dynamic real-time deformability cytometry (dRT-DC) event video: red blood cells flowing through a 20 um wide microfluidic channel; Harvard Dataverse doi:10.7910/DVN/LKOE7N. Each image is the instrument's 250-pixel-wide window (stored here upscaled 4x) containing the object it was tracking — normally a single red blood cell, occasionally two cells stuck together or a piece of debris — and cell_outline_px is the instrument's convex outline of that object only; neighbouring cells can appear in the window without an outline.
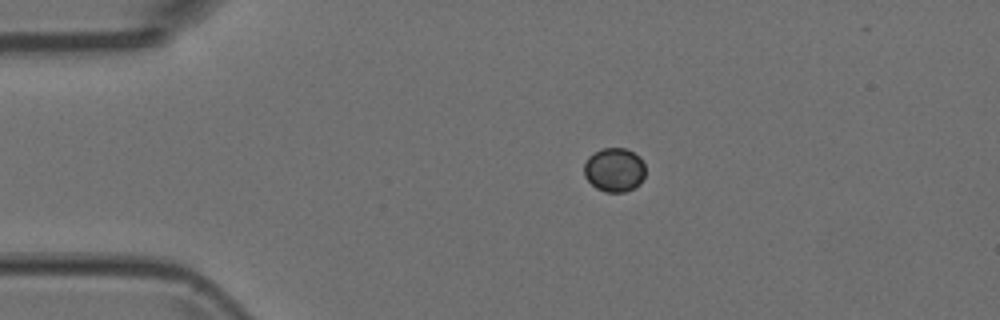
{"species": "Egyptian fruit bat (a non-hibernating species)", "species_latin": "Rousettus aegyptiacus", "temperature_condition": "room temperature", "stored_images_in_passage": 7, "camera_frame_rate_fps": 3000, "um_per_image_px": 0.085, "animal": {"sex": "female"}, "frame": {"image": 1, "passage_image": 3, "time_ms": 0.667, "image_size_px": [1000, 320], "cell_outline_px": [[644, 176], [640, 184], [624, 192], [604, 192], [596, 188], [584, 176], [584, 164], [588, 156], [600, 148], [624, 148], [640, 156], [644, 164]], "centroid_in_image_um": [52.2, 14.43], "position_along_channel_um": 32.8, "area_um2": 15.78}}
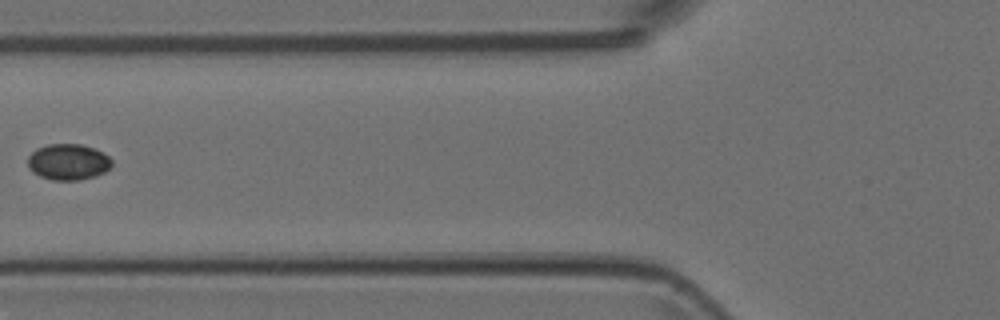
{"frame": {"image": 2, "passage_image": 6, "time_ms": 1.667, "image_size_px": [1000, 320], "cell_outline_px": [[112, 164], [104, 172], [96, 176], [76, 180], [52, 180], [40, 176], [32, 172], [28, 164], [28, 156], [36, 148], [48, 144], [80, 144], [104, 152], [112, 160]], "centroid_in_image_um": [5.79, 13.76], "position_along_channel_um": 120.0, "area_um2": 17.63}}
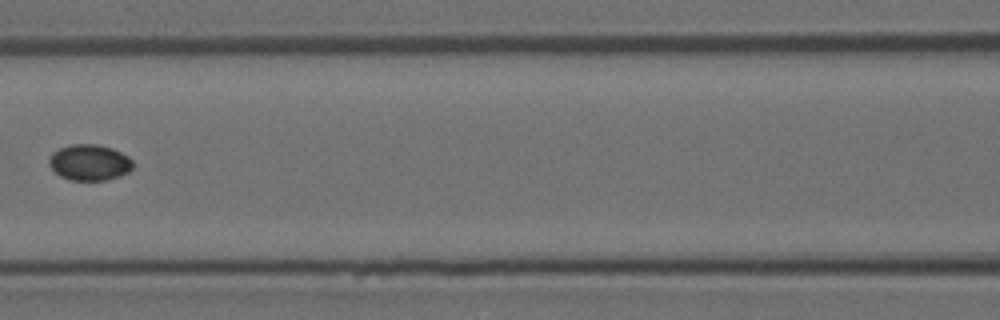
{"frame": {"image": 3, "passage_image": 7, "time_ms": 2.0, "image_size_px": [1000, 320], "cell_outline_px": [[132, 168], [128, 172], [120, 176], [104, 180], [68, 180], [60, 176], [48, 164], [48, 160], [52, 152], [60, 148], [72, 144], [96, 144], [112, 148], [128, 156], [132, 160]], "centroid_in_image_um": [7.59, 13.81], "position_along_channel_um": 159.0, "area_um2": 17.57}}